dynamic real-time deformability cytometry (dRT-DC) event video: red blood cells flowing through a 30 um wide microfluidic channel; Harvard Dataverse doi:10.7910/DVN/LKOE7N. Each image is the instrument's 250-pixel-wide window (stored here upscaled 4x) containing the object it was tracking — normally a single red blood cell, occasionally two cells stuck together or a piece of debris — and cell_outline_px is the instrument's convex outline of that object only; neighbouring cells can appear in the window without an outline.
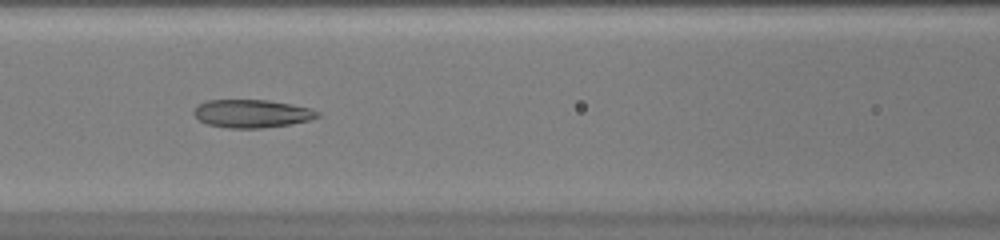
{"species": "common noctule bat (a hibernating species)", "species_latin": "Nyctalus noctula", "temperature_condition": "warm", "stored_images_in_passage": 41, "camera_frame_rate_fps": 3000, "um_per_image_px": 0.085, "animal": {"sex": "female", "body_mass_g": 20.0, "forearm_length_mm": 54.0}, "frame": {"image": 1, "passage_image": 16, "time_ms": 5.0, "image_size_px": [1000, 240], "cell_outline_px": [[320, 116], [312, 120], [292, 124], [260, 128], [228, 128], [208, 124], [200, 120], [192, 112], [200, 104], [208, 100], [268, 100], [312, 108], [320, 112]], "centroid_in_image_um": [21.47, 9.66], "position_along_channel_um": 145.1, "area_um2": 20.23}}
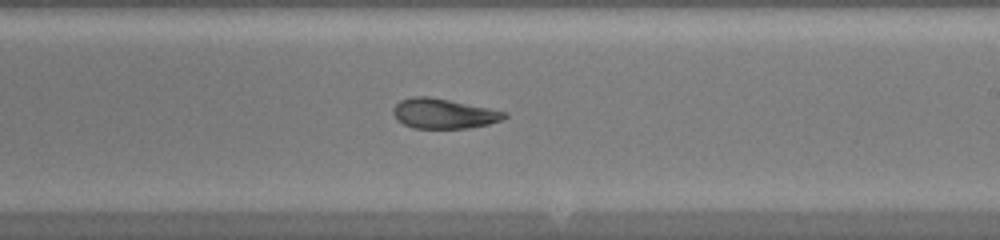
{"frame": {"image": 2, "passage_image": 23, "time_ms": 7.333, "image_size_px": [1000, 240], "cell_outline_px": [[508, 116], [504, 120], [488, 124], [468, 128], [412, 128], [396, 120], [392, 112], [392, 108], [400, 100], [412, 96], [428, 96], [508, 112]], "centroid_in_image_um": [37.69, 9.66], "position_along_channel_um": 251.3, "area_um2": 19.48}}
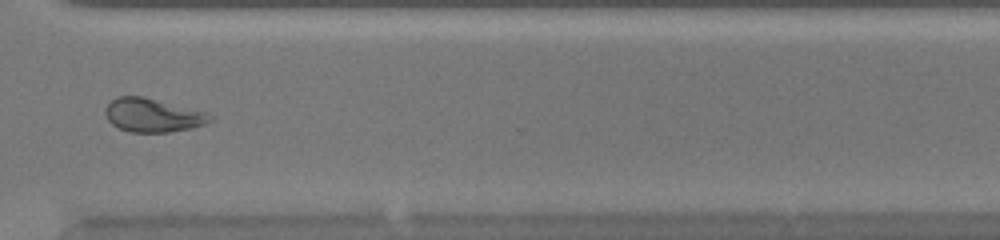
{"frame": {"image": 3, "passage_image": 30, "time_ms": 9.667, "image_size_px": [1000, 240], "cell_outline_px": [[212, 120], [204, 124], [192, 128], [168, 132], [128, 132], [112, 124], [108, 120], [104, 112], [104, 108], [116, 96], [140, 96], [208, 112], [212, 116]], "centroid_in_image_um": [12.97, 9.8], "position_along_channel_um": 357.6, "area_um2": 20.46}}